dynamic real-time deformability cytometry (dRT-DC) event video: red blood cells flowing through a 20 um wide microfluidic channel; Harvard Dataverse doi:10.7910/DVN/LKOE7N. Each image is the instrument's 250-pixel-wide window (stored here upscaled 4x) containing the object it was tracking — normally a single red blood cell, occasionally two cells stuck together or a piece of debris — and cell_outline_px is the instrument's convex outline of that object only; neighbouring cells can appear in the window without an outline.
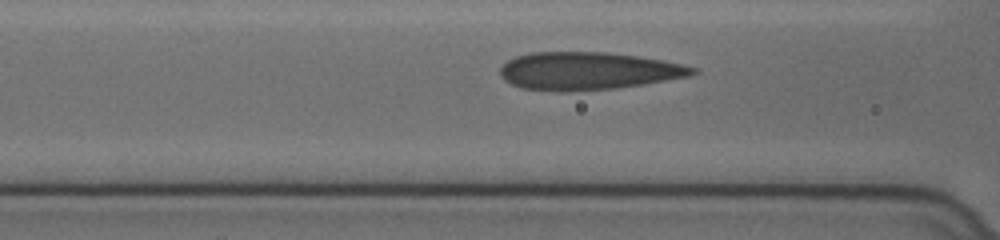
{"species": "human", "species_latin": "Homo sapiens", "temperature_condition": "cold", "stored_images_in_passage": 30, "camera_frame_rate_fps": 3000, "um_per_image_px": 0.085, "donor": {"sex": "female"}, "frame": {"image": 1, "passage_image": 6, "time_ms": 1.667, "image_size_px": [1000, 240], "cell_outline_px": [[700, 72], [688, 76], [644, 84], [616, 88], [564, 92], [556, 92], [520, 88], [504, 80], [500, 76], [500, 68], [508, 60], [516, 56], [532, 52], [608, 52], [640, 56], [664, 60], [700, 68]], "centroid_in_image_um": [50.0, 6.03], "position_along_channel_um": 116.6, "area_um2": 42.71}}
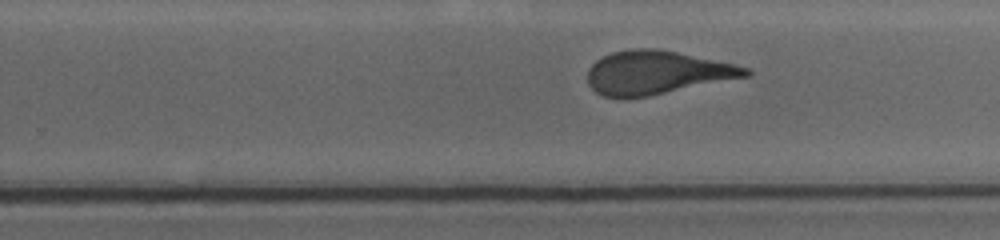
{"frame": {"image": 2, "passage_image": 19, "time_ms": 6.0, "image_size_px": [1000, 240], "cell_outline_px": [[752, 72], [748, 76], [648, 96], [604, 96], [596, 92], [588, 84], [588, 68], [596, 60], [612, 52], [632, 48], [656, 48], [736, 64], [748, 68]], "centroid_in_image_um": [55.82, 6.15], "position_along_channel_um": 274.0, "area_um2": 39.48}}
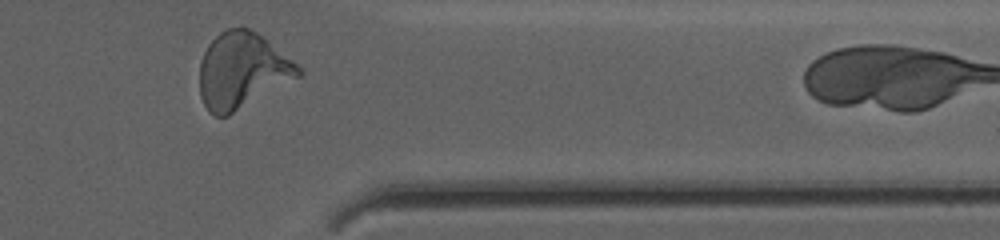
{"frame": {"image": 3, "passage_image": 29, "time_ms": 9.333, "image_size_px": [1000, 240], "cell_outline_px": [[304, 72], [300, 76], [228, 116], [216, 116], [208, 112], [200, 96], [200, 60], [208, 44], [220, 32], [228, 28], [248, 28], [256, 32], [268, 40], [296, 64]], "centroid_in_image_um": [20.55, 6.01], "position_along_channel_um": 390.8, "area_um2": 43.35}, "authors_computed_cell_mechanics": {"area_um2": 41.038, "velocity_mm_per_s": 3.6285, "shape_relaxation_time_tau1_ms": 6.2422, "shape_relaxation_time_tau2_ms": 0.94, "deformation_change_tau1": 0.2027, "deformation_change_tau2": 0.0879}}